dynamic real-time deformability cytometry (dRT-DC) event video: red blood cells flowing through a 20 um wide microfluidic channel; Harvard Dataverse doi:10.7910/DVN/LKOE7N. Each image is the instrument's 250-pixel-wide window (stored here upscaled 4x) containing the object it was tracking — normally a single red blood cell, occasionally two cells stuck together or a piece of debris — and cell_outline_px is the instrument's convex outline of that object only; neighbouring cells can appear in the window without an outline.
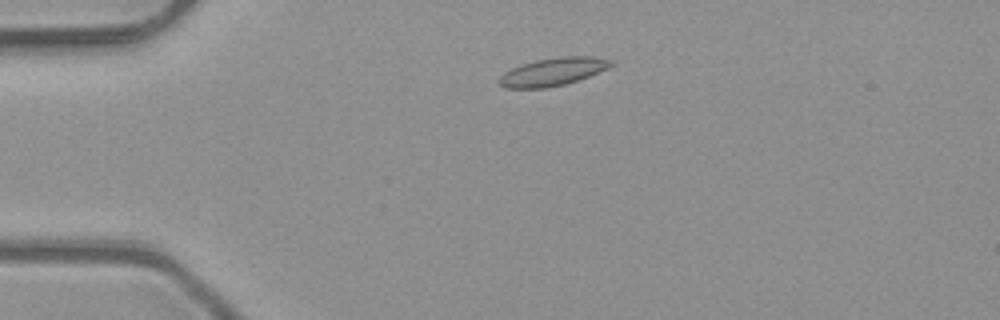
{"species": "common noctule bat (a hibernating species)", "species_latin": "Nyctalus noctula", "temperature_condition": "room temperature", "stored_images_in_passage": 46, "camera_frame_rate_fps": 3000, "um_per_image_px": 0.085, "animal": {"sex": "male", "body_mass_g": 23.1, "forearm_length_mm": 52.7}, "frame": {"image": 1, "passage_image": 7, "time_ms": 2.0, "image_size_px": [1000, 320], "cell_outline_px": [[616, 64], [608, 68], [580, 80], [564, 84], [544, 88], [504, 88], [496, 80], [504, 72], [520, 64], [536, 60], [560, 56], [592, 56], [616, 60]], "centroid_in_image_um": [47.03, 6.09], "position_along_channel_um": 38.0, "area_um2": 18.5}}
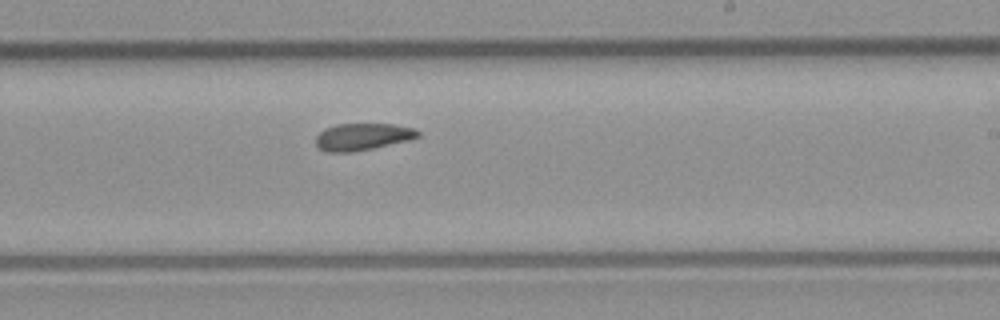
{"frame": {"image": 2, "passage_image": 26, "time_ms": 8.333, "image_size_px": [1000, 320], "cell_outline_px": [[420, 136], [412, 140], [352, 152], [328, 152], [320, 148], [316, 144], [316, 136], [324, 128], [336, 124], [392, 124], [412, 128], [420, 132]], "centroid_in_image_um": [30.83, 11.62], "position_along_channel_um": 258.2, "area_um2": 16.07}}
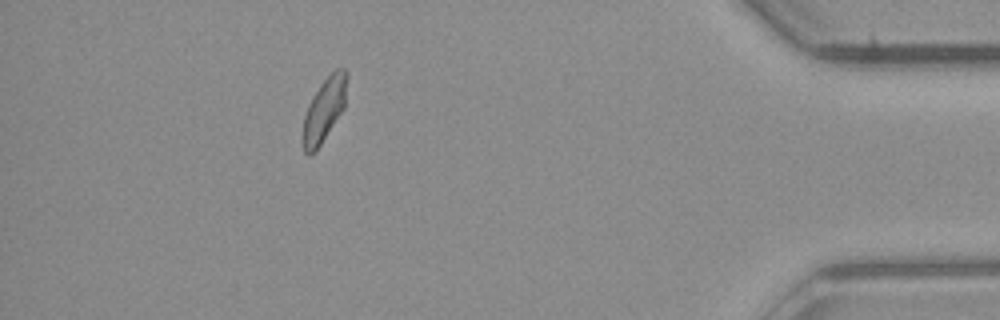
{"frame": {"image": 3, "passage_image": 41, "time_ms": 13.333, "image_size_px": [1000, 320], "cell_outline_px": [[348, 76], [344, 108], [316, 152], [308, 156], [304, 152], [300, 140], [304, 116], [308, 104], [312, 96], [320, 84], [336, 68], [344, 68], [348, 72]], "centroid_in_image_um": [27.52, 9.37], "position_along_channel_um": 407.7, "area_um2": 16.82}, "authors_computed_cell_mechanics": {"area_um2": 16.6753, "velocity_mm_per_s": 4.0573, "shape_relaxation_time_tau1_ms": 6.3194, "shape_relaxation_time_tau2_ms": 4.8023, "deformation_change_tau1": 0.1223, "deformation_change_tau2": 0.0847}}